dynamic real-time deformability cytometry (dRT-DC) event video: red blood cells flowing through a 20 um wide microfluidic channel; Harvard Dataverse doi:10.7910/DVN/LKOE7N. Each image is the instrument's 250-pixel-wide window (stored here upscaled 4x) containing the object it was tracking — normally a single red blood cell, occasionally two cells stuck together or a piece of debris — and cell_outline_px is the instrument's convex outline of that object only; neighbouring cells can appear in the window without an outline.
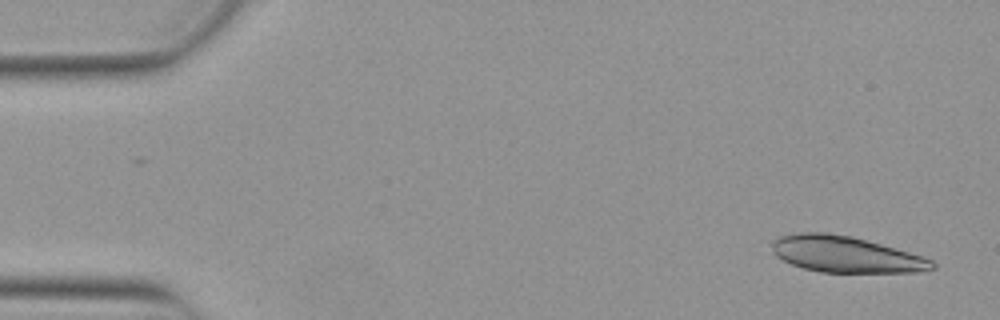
{"species": "Egyptian fruit bat (a non-hibernating species)", "species_latin": "Rousettus aegyptiacus", "temperature_condition": "warm", "stored_images_in_passage": 31, "camera_frame_rate_fps": 3000, "um_per_image_px": 0.085, "animal": {"sex": "female"}, "frame": {"image": 1, "passage_image": 2, "time_ms": 0.333, "image_size_px": [1000, 320], "cell_outline_px": [[936, 268], [916, 272], [820, 272], [804, 268], [792, 264], [776, 256], [772, 252], [772, 240], [776, 236], [800, 232], [828, 232], [852, 236], [908, 252], [932, 260], [936, 264]], "centroid_in_image_um": [71.82, 21.61], "position_along_channel_um": 13.2, "area_um2": 33.7}}